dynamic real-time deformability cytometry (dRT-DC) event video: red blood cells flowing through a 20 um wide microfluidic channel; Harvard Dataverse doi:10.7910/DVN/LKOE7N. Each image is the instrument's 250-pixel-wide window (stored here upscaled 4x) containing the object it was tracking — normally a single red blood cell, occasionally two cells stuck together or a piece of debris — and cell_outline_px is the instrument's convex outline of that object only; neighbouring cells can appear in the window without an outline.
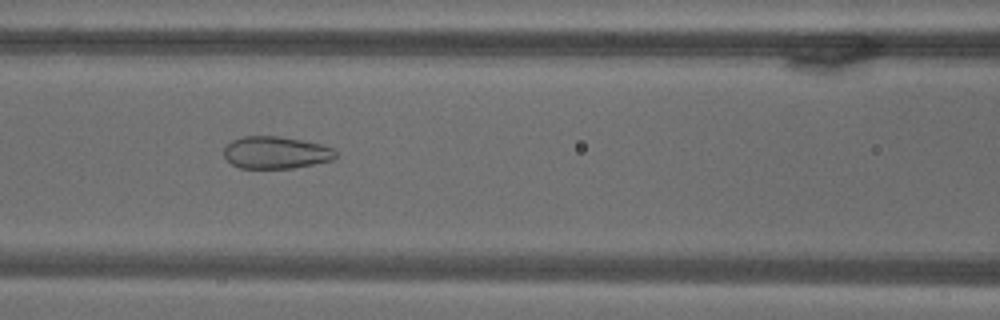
{"species": "common noctule bat (a hibernating species)", "species_latin": "Nyctalus noctula", "temperature_condition": "warm", "stored_images_in_passage": 72, "camera_frame_rate_fps": 3000, "um_per_image_px": 0.085, "animal": {"sex": "male", "body_mass_g": 18.8}, "frame": {"image": 1, "passage_image": 32, "time_ms": 10.333, "image_size_px": [1000, 320], "cell_outline_px": [[336, 156], [332, 160], [292, 168], [240, 168], [232, 164], [224, 156], [224, 148], [232, 140], [244, 136], [280, 136], [320, 144], [332, 148], [336, 152]], "centroid_in_image_um": [23.43, 12.96], "position_along_channel_um": 143.2, "area_um2": 20.81}}
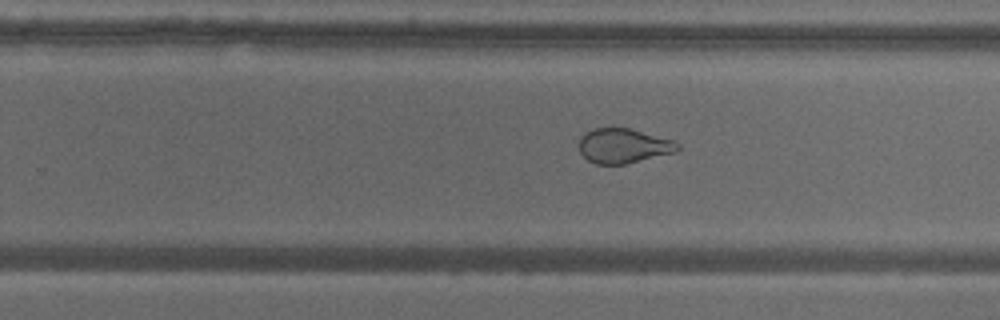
{"frame": {"image": 2, "passage_image": 46, "time_ms": 15.0, "image_size_px": [1000, 320], "cell_outline_px": [[680, 148], [676, 152], [624, 164], [596, 164], [588, 160], [580, 152], [580, 136], [584, 132], [596, 128], [628, 128], [676, 140], [680, 144]], "centroid_in_image_um": [53.02, 12.39], "position_along_channel_um": 276.8, "area_um2": 19.94}}
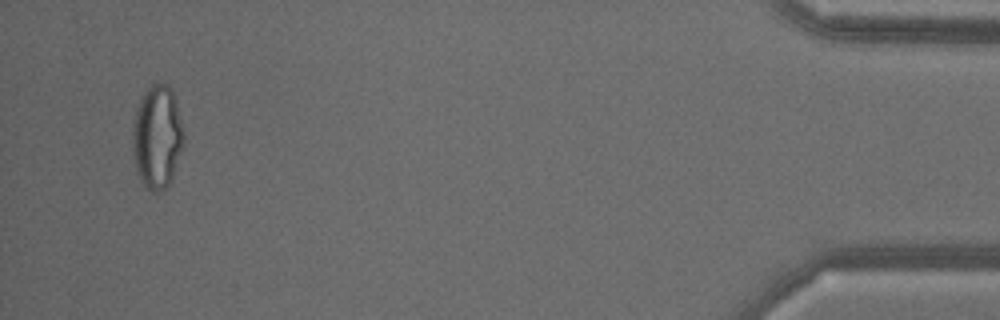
{"frame": {"image": 3, "passage_image": 69, "time_ms": 22.667, "image_size_px": [1000, 320], "cell_outline_px": [[184, 144], [172, 180], [164, 188], [156, 192], [152, 192], [140, 180], [136, 172], [132, 144], [132, 132], [136, 108], [144, 92], [152, 84], [168, 84], [172, 88], [176, 100], [184, 132]], "centroid_in_image_um": [13.37, 11.64], "position_along_channel_um": 421.8, "area_um2": 31.04}}